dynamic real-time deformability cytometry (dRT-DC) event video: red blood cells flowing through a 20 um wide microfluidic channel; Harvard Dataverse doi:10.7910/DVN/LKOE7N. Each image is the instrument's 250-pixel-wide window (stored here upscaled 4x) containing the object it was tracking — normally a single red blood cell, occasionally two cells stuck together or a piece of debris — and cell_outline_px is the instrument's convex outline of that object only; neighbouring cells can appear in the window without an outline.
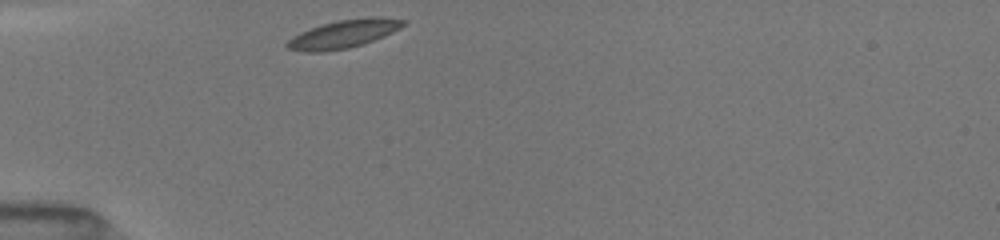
{"species": "common noctule bat (a hibernating species)", "species_latin": "Nyctalus noctula", "temperature_condition": "room temperature", "stored_images_in_passage": 24, "camera_frame_rate_fps": 3000, "um_per_image_px": 0.085, "animal": {"sex": "female", "body_mass_g": 19.5, "forearm_length_mm": 54.1}, "frame": {"image": 1, "passage_image": 1, "time_ms": 0.0, "image_size_px": [1000, 240], "cell_outline_px": [[408, 20], [404, 24], [392, 32], [384, 36], [364, 44], [348, 48], [328, 52], [308, 52], [288, 48], [284, 44], [292, 36], [300, 32], [324, 24], [340, 20], [376, 16], [384, 16]], "centroid_in_image_um": [29.23, 2.89], "position_along_channel_um": 55.8, "area_um2": 19.02}}
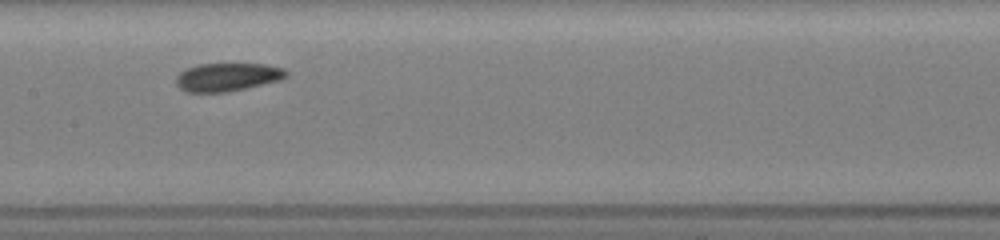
{"frame": {"image": 2, "passage_image": 8, "time_ms": 3.667, "image_size_px": [1000, 240], "cell_outline_px": [[288, 76], [280, 80], [228, 92], [188, 92], [180, 88], [176, 84], [176, 76], [180, 72], [188, 68], [200, 64], [264, 64], [284, 68], [288, 72]], "centroid_in_image_um": [19.35, 6.55], "position_along_channel_um": 188.1, "area_um2": 18.03}}
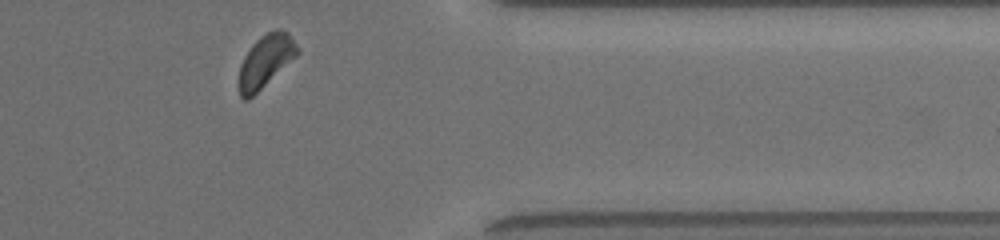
{"frame": {"image": 3, "passage_image": 22, "time_ms": 9.0, "image_size_px": [1000, 240], "cell_outline_px": [[300, 52], [296, 56], [248, 100], [244, 100], [240, 96], [240, 64], [244, 56], [252, 44], [260, 36], [276, 28], [280, 28], [288, 32], [300, 48]], "centroid_in_image_um": [22.6, 5.14], "position_along_channel_um": 388.8, "area_um2": 17.69}, "authors_computed_cell_mechanics": {"area_um2": 18.1203, "velocity_mm_per_s": 3.9776, "shape_relaxation_time_tau1_ms": 2.748, "shape_relaxation_time_tau2_ms": null, "deformation_change_tau1": 0.0477, "deformation_change_tau2": null}}